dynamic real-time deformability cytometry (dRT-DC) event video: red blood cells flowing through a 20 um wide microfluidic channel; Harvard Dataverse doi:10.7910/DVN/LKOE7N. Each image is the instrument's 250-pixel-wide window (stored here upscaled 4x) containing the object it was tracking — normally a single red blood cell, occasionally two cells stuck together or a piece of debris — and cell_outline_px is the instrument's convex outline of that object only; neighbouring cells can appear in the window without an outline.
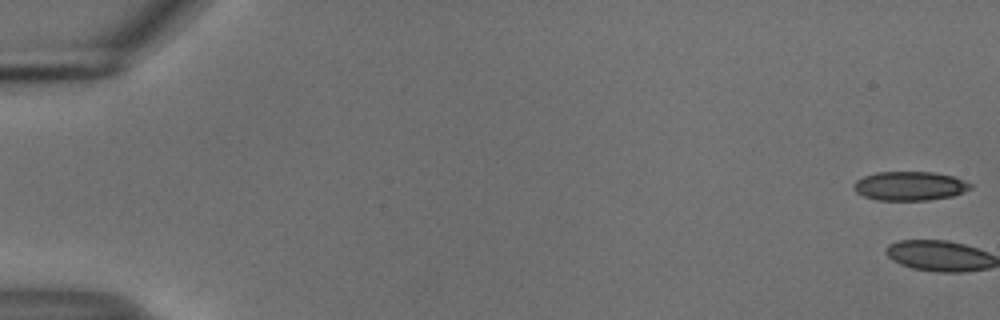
{"species": "common noctule bat (a hibernating species)", "species_latin": "Nyctalus noctula", "temperature_condition": "cold", "stored_images_in_passage": 2, "camera_frame_rate_fps": 3000, "um_per_image_px": 0.085, "animal": {"sex": "male", "body_mass_g": 18.8}, "frame": {"image": 1, "passage_image": 1, "time_ms": 0.0, "image_size_px": [1000, 320], "cell_outline_px": [[972, 188], [964, 192], [952, 196], [928, 200], [876, 200], [864, 196], [856, 192], [852, 188], [852, 184], [856, 180], [864, 176], [876, 172], [936, 172], [952, 176], [964, 180], [972, 184]], "centroid_in_image_um": [77.32, 15.8], "position_along_channel_um": 7.7, "area_um2": 19.88}}